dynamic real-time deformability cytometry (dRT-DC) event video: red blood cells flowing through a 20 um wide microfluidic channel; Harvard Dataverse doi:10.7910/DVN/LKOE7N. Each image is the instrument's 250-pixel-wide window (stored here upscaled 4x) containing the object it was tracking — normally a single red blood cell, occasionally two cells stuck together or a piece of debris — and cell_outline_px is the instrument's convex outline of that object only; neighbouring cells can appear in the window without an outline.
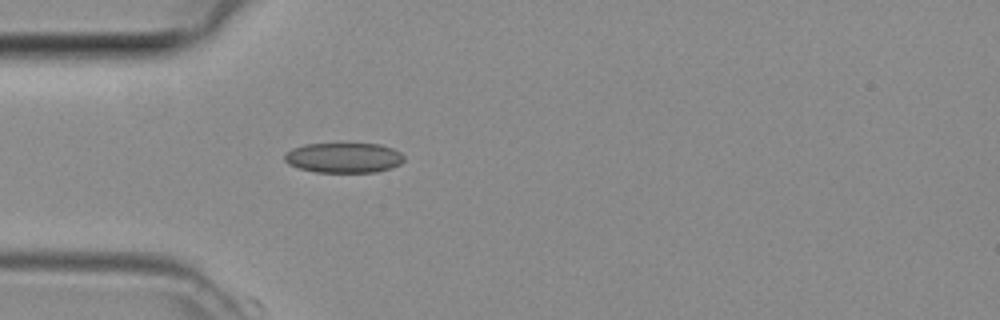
{"species": "common noctule bat (a hibernating species)", "species_latin": "Nyctalus noctula", "temperature_condition": "room temperature", "stored_images_in_passage": 3, "camera_frame_rate_fps": 3000, "um_per_image_px": 0.085, "animal": {"sex": "female", "body_mass_g": 29.2, "forearm_length_mm": 56.3}, "frame": {"image": 1, "passage_image": 3, "time_ms": 0.667, "image_size_px": [1000, 320], "cell_outline_px": [[404, 160], [400, 164], [392, 168], [376, 172], [316, 172], [300, 168], [288, 164], [284, 160], [284, 152], [292, 148], [304, 144], [380, 144], [392, 148], [400, 152], [404, 156]], "centroid_in_image_um": [29.21, 13.41], "position_along_channel_um": 55.8, "area_um2": 21.04}}